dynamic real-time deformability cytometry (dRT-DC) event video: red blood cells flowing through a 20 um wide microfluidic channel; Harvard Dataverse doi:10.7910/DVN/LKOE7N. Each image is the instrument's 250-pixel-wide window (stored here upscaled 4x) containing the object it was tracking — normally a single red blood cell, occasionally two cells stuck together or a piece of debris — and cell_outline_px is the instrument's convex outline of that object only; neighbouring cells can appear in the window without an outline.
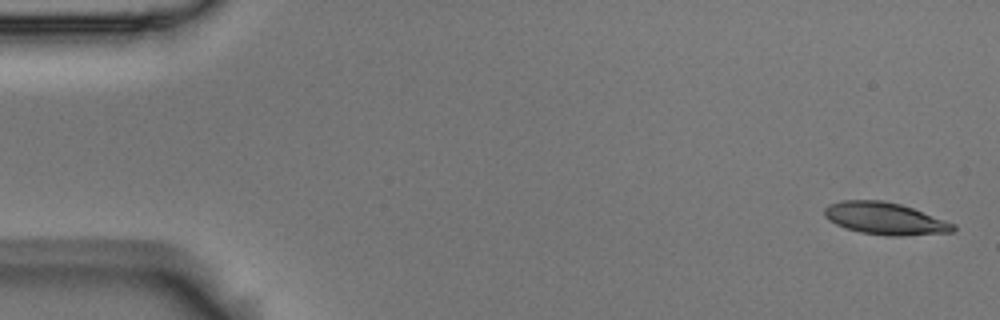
{"species": "Egyptian fruit bat (a non-hibernating species)", "species_latin": "Rousettus aegyptiacus", "temperature_condition": "room temperature", "stored_images_in_passage": 6, "segment_of_instrument_passage": [1, 2], "camera_frame_rate_fps": 3000, "um_per_image_px": 0.085, "animal": {"sex": "male"}, "frame": {"image": 1, "passage_image": 1, "time_ms": 0.0, "image_size_px": [1000, 320], "cell_outline_px": [[956, 228], [952, 232], [900, 236], [888, 236], [860, 232], [844, 228], [828, 220], [824, 216], [824, 208], [828, 204], [840, 200], [880, 200], [900, 204], [912, 208], [956, 224]], "centroid_in_image_um": [75.19, 18.57], "position_along_channel_um": 9.8, "area_um2": 24.16}}